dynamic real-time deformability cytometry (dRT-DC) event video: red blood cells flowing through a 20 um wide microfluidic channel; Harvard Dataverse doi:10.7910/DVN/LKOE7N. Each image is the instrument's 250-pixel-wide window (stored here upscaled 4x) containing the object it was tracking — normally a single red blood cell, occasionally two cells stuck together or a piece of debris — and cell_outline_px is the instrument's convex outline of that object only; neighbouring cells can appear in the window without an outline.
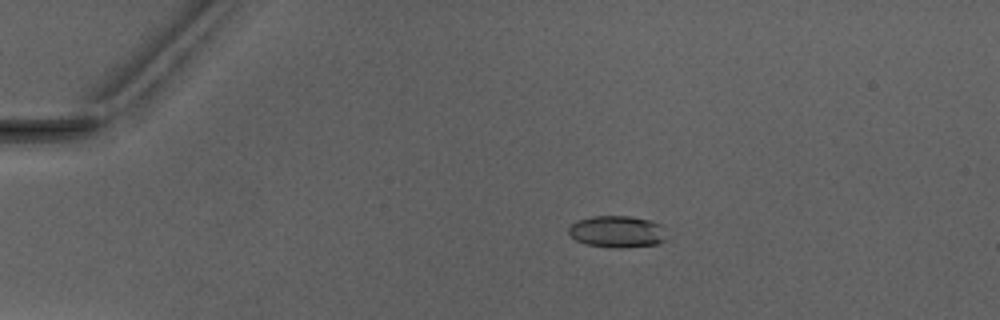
{"species": "Egyptian fruit bat (a non-hibernating species)", "species_latin": "Rousettus aegyptiacus", "temperature_condition": "warm", "stored_images_in_passage": 5, "camera_frame_rate_fps": 3000, "um_per_image_px": 0.085, "animal": {"sex": "male"}, "frame": {"image": 1, "passage_image": 1, "time_ms": 0.0, "image_size_px": [1000, 320], "cell_outline_px": [[668, 240], [656, 244], [628, 248], [612, 248], [584, 244], [576, 240], [568, 232], [568, 228], [576, 220], [592, 216], [628, 216], [652, 220], [660, 224]], "centroid_in_image_um": [52.46, 19.7], "position_along_channel_um": 32.5, "area_um2": 18.44}}
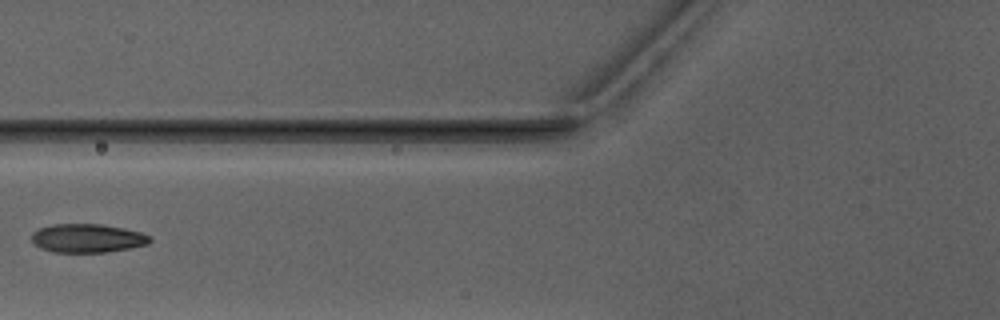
{"frame": {"image": 2, "passage_image": 4, "time_ms": 3.667, "image_size_px": [1000, 320], "cell_outline_px": [[152, 240], [148, 244], [128, 248], [104, 252], [56, 252], [40, 248], [32, 240], [32, 232], [40, 228], [52, 224], [100, 224], [140, 232], [148, 236]], "centroid_in_image_um": [7.4, 20.24], "position_along_channel_um": 118.4, "area_um2": 19.42}}
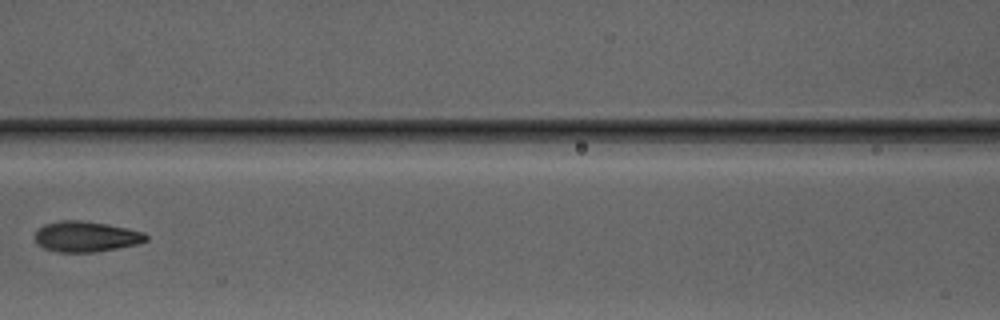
{"frame": {"image": 3, "passage_image": 5, "time_ms": 4.667, "image_size_px": [1000, 320], "cell_outline_px": [[148, 240], [136, 244], [116, 248], [92, 252], [60, 252], [44, 248], [36, 240], [36, 232], [44, 224], [60, 220], [84, 220], [108, 224], [128, 228], [144, 232], [148, 236]], "centroid_in_image_um": [7.34, 20.09], "position_along_channel_um": 159.3, "area_um2": 19.65}}